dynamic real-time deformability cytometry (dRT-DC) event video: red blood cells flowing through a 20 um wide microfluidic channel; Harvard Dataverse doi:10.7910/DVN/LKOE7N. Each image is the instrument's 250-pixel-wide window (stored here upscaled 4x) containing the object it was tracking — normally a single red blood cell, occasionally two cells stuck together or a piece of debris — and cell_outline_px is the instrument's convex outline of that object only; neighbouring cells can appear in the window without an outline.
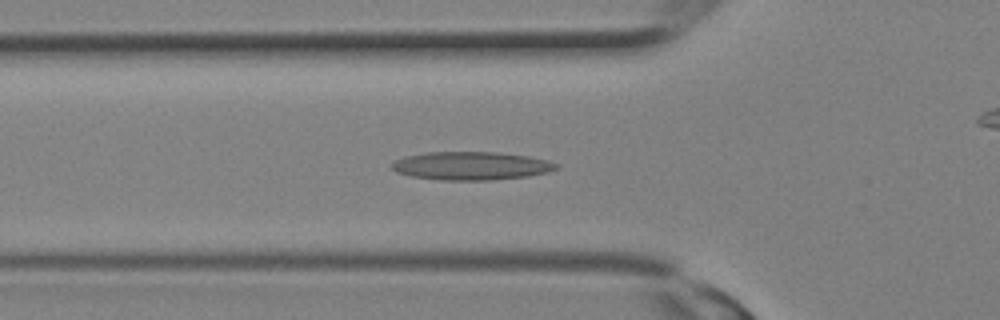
{"species": "Egyptian fruit bat (a non-hibernating species)", "species_latin": "Rousettus aegyptiacus", "temperature_condition": "room temperature", "stored_images_in_passage": 19, "camera_frame_rate_fps": 3000, "um_per_image_px": 0.085, "animal": {"sex": "female"}, "frame": {"image": 1, "passage_image": 11, "time_ms": 3.333, "image_size_px": [1000, 320], "cell_outline_px": [[560, 168], [548, 172], [528, 176], [492, 180], [440, 180], [412, 176], [396, 172], [392, 168], [392, 164], [396, 160], [404, 156], [424, 152], [496, 152], [528, 156], [548, 160], [560, 164]], "centroid_in_image_um": [40.09, 14.09], "position_along_channel_um": 85.7, "area_um2": 27.22}}
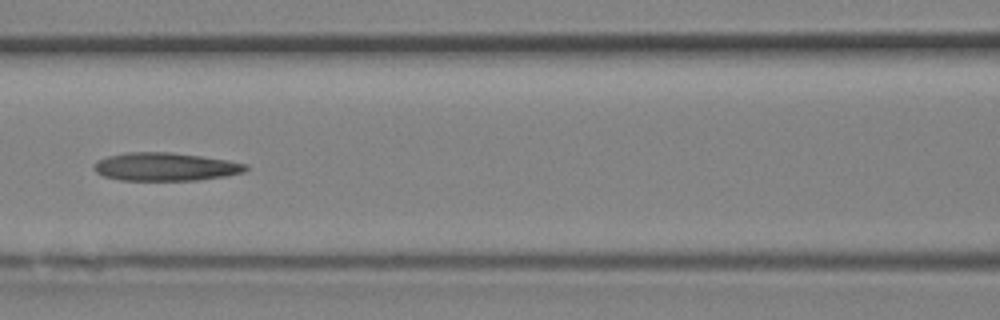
{"frame": {"image": 2, "passage_image": 14, "time_ms": 4.333, "image_size_px": [1000, 320], "cell_outline_px": [[248, 168], [244, 172], [224, 176], [196, 180], [120, 180], [104, 176], [96, 172], [92, 168], [92, 164], [96, 160], [108, 156], [128, 152], [172, 152], [228, 160], [248, 164]], "centroid_in_image_um": [14.02, 14.17], "position_along_channel_um": 152.6, "area_um2": 24.97}}
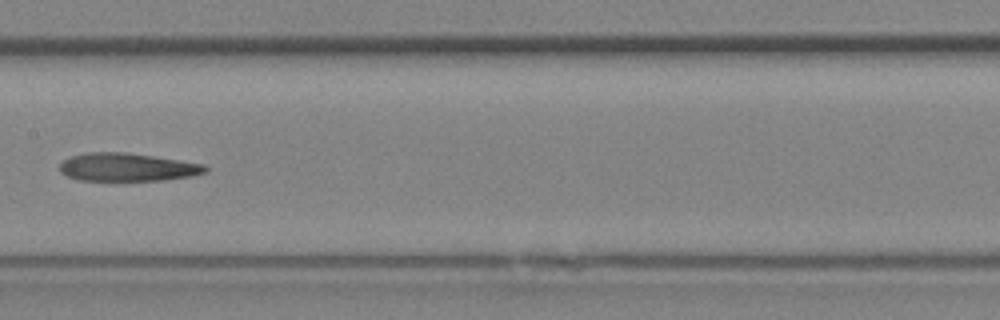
{"frame": {"image": 3, "passage_image": 16, "time_ms": 5.0, "image_size_px": [1000, 320], "cell_outline_px": [[208, 172], [192, 176], [164, 180], [80, 180], [68, 176], [60, 172], [60, 164], [68, 156], [84, 152], [128, 152], [204, 164], [208, 168]], "centroid_in_image_um": [10.82, 14.2], "position_along_channel_um": 196.6, "area_um2": 23.93}}